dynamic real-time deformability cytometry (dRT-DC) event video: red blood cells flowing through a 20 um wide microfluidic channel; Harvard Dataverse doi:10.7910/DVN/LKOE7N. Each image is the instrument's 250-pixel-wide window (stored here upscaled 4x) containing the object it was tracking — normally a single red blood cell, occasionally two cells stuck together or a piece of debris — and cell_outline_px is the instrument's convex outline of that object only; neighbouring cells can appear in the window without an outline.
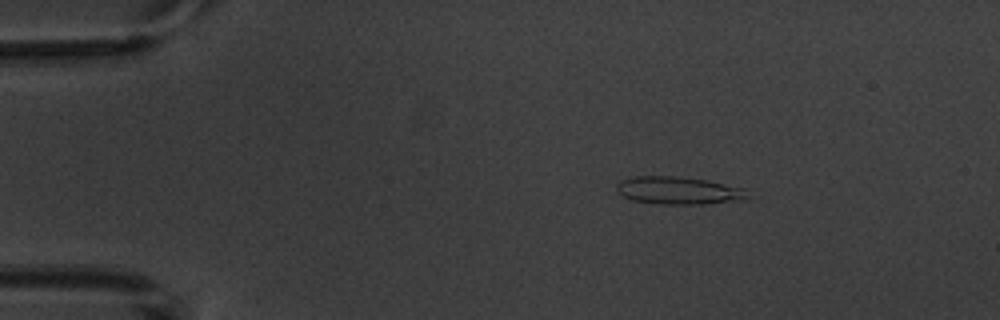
{"species": "common noctule bat (a hibernating species)", "species_latin": "Nyctalus noctula", "temperature_condition": "warm", "stored_images_in_passage": 4, "camera_frame_rate_fps": 3000, "um_per_image_px": 0.085, "animal": {"sex": "male", "body_mass_g": 20.1, "forearm_length_mm": 53.5}, "frame": {"image": 1, "passage_image": 2, "time_ms": 1.333, "image_size_px": [1000, 320], "cell_outline_px": [[748, 200], [704, 204], [660, 204], [632, 200], [616, 192], [616, 184], [620, 180], [636, 176], [680, 176], [708, 180], [748, 188]], "centroid_in_image_um": [57.74, 16.19], "position_along_channel_um": 27.3, "area_um2": 21.62}}
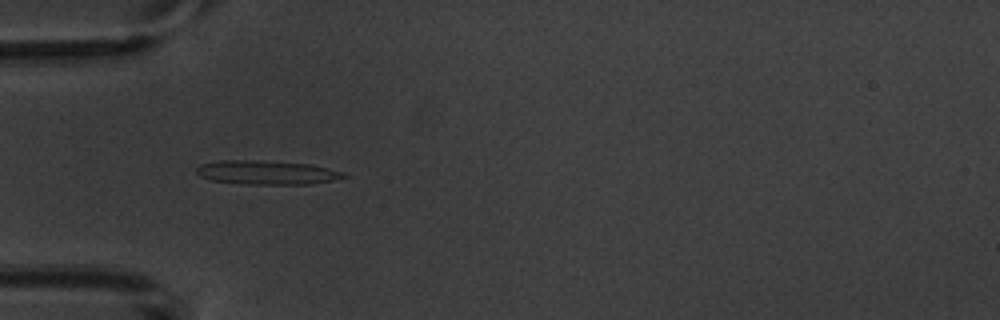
{"frame": {"image": 2, "passage_image": 4, "time_ms": 4.0, "image_size_px": [1000, 320], "cell_outline_px": [[348, 176], [332, 180], [312, 184], [248, 184], [212, 180], [200, 176], [196, 172], [196, 168], [200, 164], [220, 160], [252, 160], [312, 164], [344, 172]], "centroid_in_image_um": [22.68, 14.66], "position_along_channel_um": 62.3, "area_um2": 20.46}}